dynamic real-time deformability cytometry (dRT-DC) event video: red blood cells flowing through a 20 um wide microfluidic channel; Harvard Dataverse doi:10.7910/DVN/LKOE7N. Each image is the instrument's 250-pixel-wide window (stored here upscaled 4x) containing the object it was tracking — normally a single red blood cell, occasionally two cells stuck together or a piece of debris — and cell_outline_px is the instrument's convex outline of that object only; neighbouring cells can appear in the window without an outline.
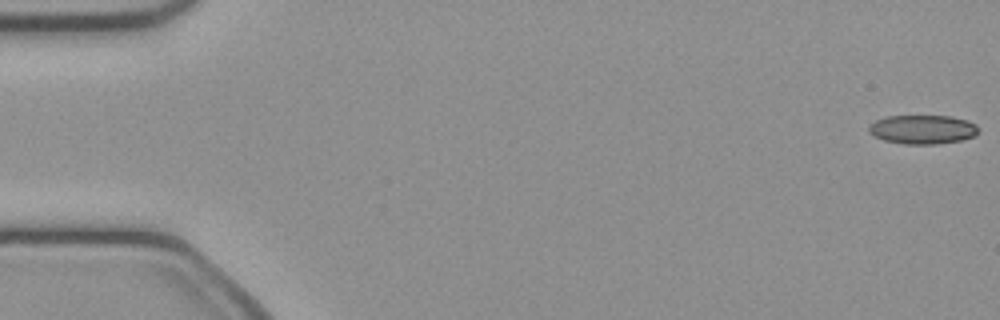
{"species": "common noctule bat (a hibernating species)", "species_latin": "Nyctalus noctula", "temperature_condition": "cold", "stored_images_in_passage": 50, "camera_frame_rate_fps": 3000, "um_per_image_px": 0.085, "animal": {"sex": "female", "body_mass_g": 21.9}, "frame": {"image": 1, "passage_image": 1, "time_ms": 0.0, "image_size_px": [1000, 320], "cell_outline_px": [[980, 128], [976, 136], [960, 140], [936, 144], [904, 144], [884, 140], [868, 132], [868, 128], [876, 120], [888, 116], [952, 116], [968, 120], [976, 124]], "centroid_in_image_um": [78.48, 11.0], "position_along_channel_um": 6.5, "area_um2": 18.55}}
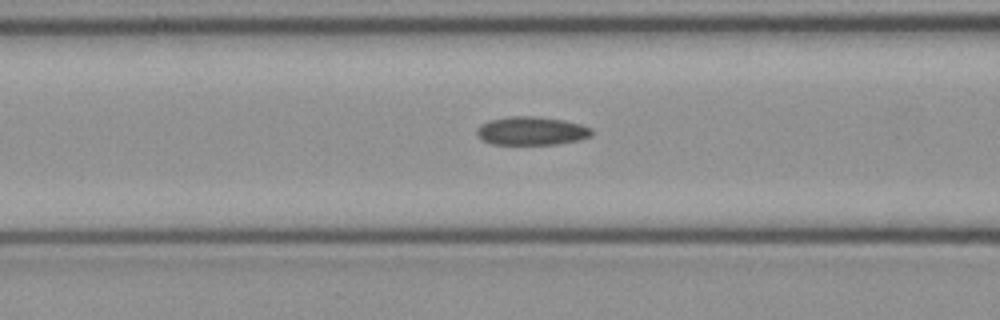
{"frame": {"image": 2, "passage_image": 20, "time_ms": 6.333, "image_size_px": [1000, 320], "cell_outline_px": [[592, 136], [580, 140], [556, 144], [492, 144], [476, 136], [476, 128], [480, 124], [488, 120], [508, 116], [532, 116], [564, 120], [580, 124], [592, 128]], "centroid_in_image_um": [45.16, 11.12], "position_along_channel_um": 121.4, "area_um2": 19.19}}
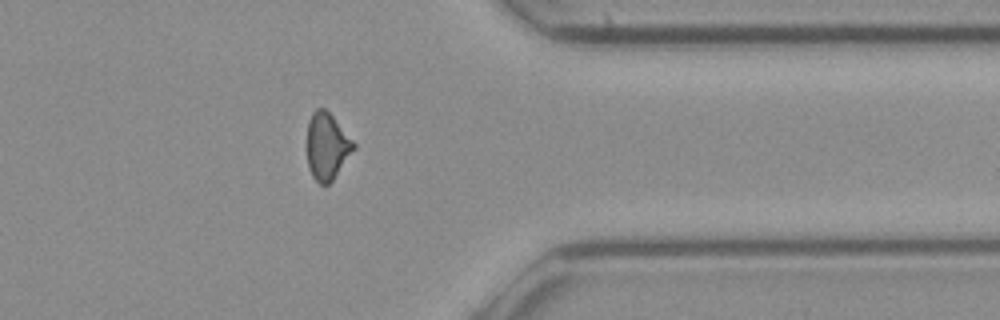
{"frame": {"image": 3, "passage_image": 40, "time_ms": 13.0, "image_size_px": [1000, 320], "cell_outline_px": [[356, 148], [332, 180], [328, 184], [320, 184], [312, 176], [308, 168], [308, 120], [312, 112], [316, 108], [324, 108], [332, 116], [356, 144]], "centroid_in_image_um": [27.8, 12.43], "position_along_channel_um": 383.6, "area_um2": 17.92}, "authors_computed_cell_mechanics": {"area_um2": 18.7272, "velocity_mm_per_s": 4.1191, "shape_relaxation_time_tau1_ms": null, "shape_relaxation_time_tau2_ms": 3.085, "deformation_change_tau1": null, "deformation_change_tau2": 0.0983}}